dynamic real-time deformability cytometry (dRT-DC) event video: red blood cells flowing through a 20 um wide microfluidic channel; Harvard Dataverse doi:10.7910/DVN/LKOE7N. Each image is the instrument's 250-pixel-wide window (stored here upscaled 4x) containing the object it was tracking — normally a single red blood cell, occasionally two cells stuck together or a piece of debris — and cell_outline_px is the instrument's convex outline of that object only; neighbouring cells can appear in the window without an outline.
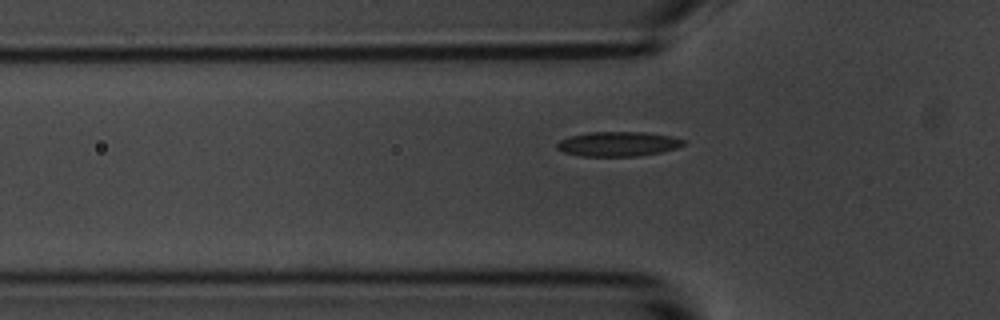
{"species": "common noctule bat (a hibernating species)", "species_latin": "Nyctalus noctula", "temperature_condition": "room temperature", "stored_images_in_passage": 42, "camera_frame_rate_fps": 3000, "um_per_image_px": 0.085, "animal": {"sex": "male", "body_mass_g": 20.1, "forearm_length_mm": 53.5}, "frame": {"image": 1, "passage_image": 9, "time_ms": 2.667, "image_size_px": [1000, 320], "cell_outline_px": [[684, 144], [676, 148], [664, 152], [636, 156], [580, 156], [564, 152], [556, 148], [556, 144], [560, 140], [568, 136], [588, 132], [648, 132], [672, 136], [684, 140]], "centroid_in_image_um": [52.53, 12.23], "position_along_channel_um": 73.3, "area_um2": 18.32}}
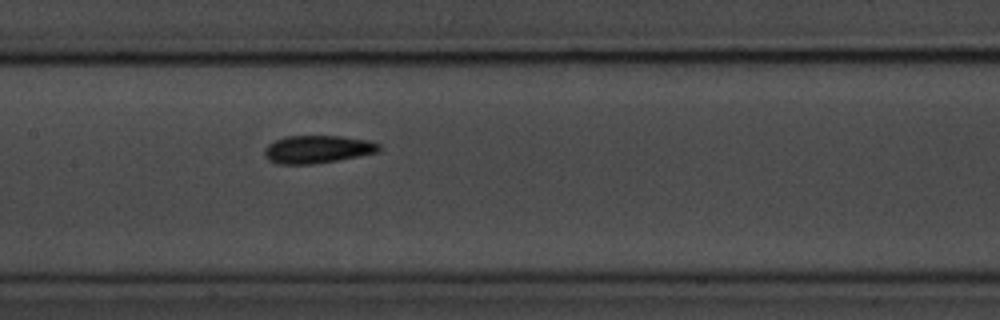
{"frame": {"image": 2, "passage_image": 18, "time_ms": 5.667, "image_size_px": [1000, 320], "cell_outline_px": [[380, 148], [376, 152], [336, 160], [312, 164], [276, 164], [268, 160], [264, 156], [264, 148], [268, 144], [284, 136], [344, 136], [368, 140], [380, 144]], "centroid_in_image_um": [26.92, 12.68], "position_along_channel_um": 180.5, "area_um2": 18.5}}
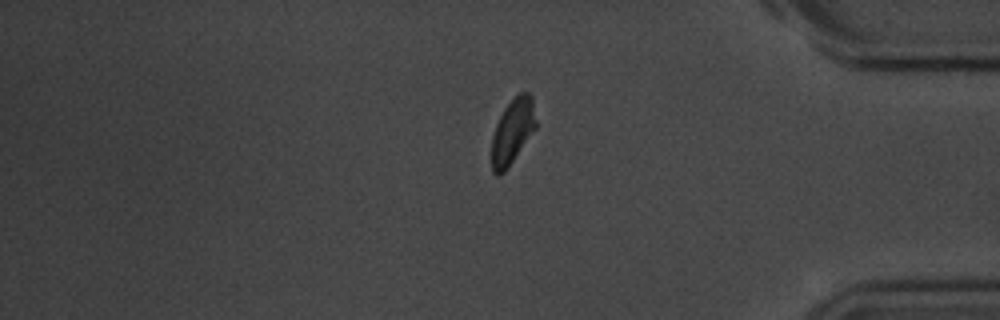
{"frame": {"image": 3, "passage_image": 38, "time_ms": 12.333, "image_size_px": [1000, 320], "cell_outline_px": [[536, 128], [508, 168], [500, 176], [496, 176], [492, 172], [492, 136], [496, 124], [504, 108], [520, 92], [528, 92], [532, 96], [536, 120]], "centroid_in_image_um": [43.56, 11.19], "position_along_channel_um": 391.6, "area_um2": 16.82}, "authors_computed_cell_mechanics": {"area_um2": 18.0047, "velocity_mm_per_s": 3.5507, "shape_relaxation_time_tau1_ms": 10.1406, "shape_relaxation_time_tau2_ms": 2.5698, "deformation_change_tau1": 0.2502, "deformation_change_tau2": 0.0771}}